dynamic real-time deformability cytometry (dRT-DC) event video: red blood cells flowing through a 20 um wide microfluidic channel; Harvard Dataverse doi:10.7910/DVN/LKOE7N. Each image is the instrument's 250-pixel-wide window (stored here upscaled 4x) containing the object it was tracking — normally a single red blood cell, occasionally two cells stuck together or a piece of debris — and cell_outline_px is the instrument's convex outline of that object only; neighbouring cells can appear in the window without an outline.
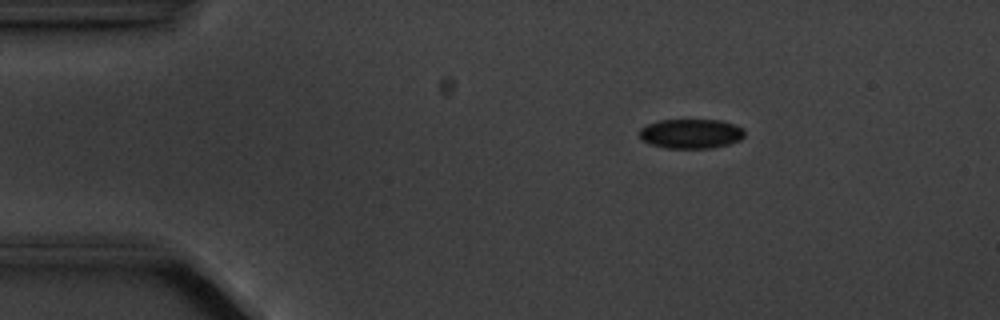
{"species": "common noctule bat (a hibernating species)", "species_latin": "Nyctalus noctula", "temperature_condition": "cold", "stored_images_in_passage": 4, "camera_frame_rate_fps": 3000, "um_per_image_px": 0.085, "animal": {"sex": "male", "body_mass_g": 20.1, "forearm_length_mm": 53.5}, "frame": {"image": 1, "passage_image": 3, "time_ms": 2.0, "image_size_px": [1000, 320], "cell_outline_px": [[744, 136], [740, 140], [728, 144], [712, 148], [664, 148], [648, 144], [640, 136], [640, 128], [648, 124], [660, 120], [720, 120], [736, 124], [744, 128]], "centroid_in_image_um": [58.75, 11.36], "position_along_channel_um": 26.2, "area_um2": 18.21}}